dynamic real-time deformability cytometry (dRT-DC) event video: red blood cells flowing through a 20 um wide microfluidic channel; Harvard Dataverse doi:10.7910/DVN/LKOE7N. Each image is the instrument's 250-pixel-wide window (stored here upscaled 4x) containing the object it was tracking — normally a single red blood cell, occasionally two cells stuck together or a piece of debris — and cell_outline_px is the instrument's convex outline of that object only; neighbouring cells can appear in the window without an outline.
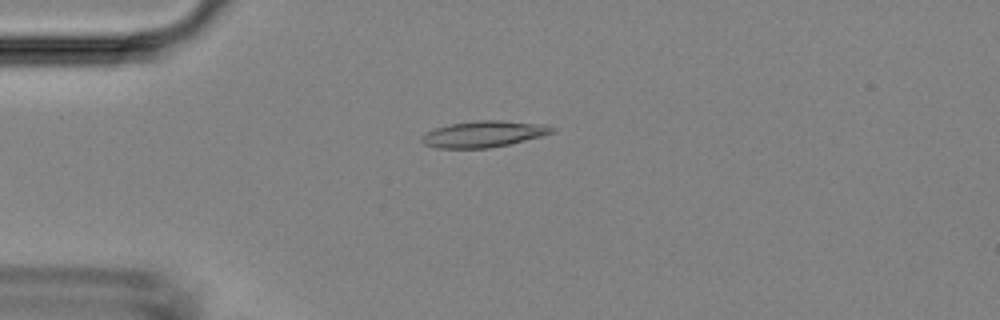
{"species": "Egyptian fruit bat (a non-hibernating species)", "species_latin": "Rousettus aegyptiacus", "temperature_condition": "room temperature", "stored_images_in_passage": 6, "camera_frame_rate_fps": 3000, "um_per_image_px": 0.085, "animal": {"sex": "female"}, "frame": {"image": 1, "passage_image": 4, "time_ms": 3.667, "image_size_px": [1000, 320], "cell_outline_px": [[556, 132], [508, 144], [488, 148], [436, 148], [424, 144], [420, 140], [420, 136], [424, 132], [436, 128], [452, 124], [476, 120], [500, 120], [540, 124], [556, 128]], "centroid_in_image_um": [41.06, 11.39], "position_along_channel_um": 43.9, "area_um2": 19.83}}